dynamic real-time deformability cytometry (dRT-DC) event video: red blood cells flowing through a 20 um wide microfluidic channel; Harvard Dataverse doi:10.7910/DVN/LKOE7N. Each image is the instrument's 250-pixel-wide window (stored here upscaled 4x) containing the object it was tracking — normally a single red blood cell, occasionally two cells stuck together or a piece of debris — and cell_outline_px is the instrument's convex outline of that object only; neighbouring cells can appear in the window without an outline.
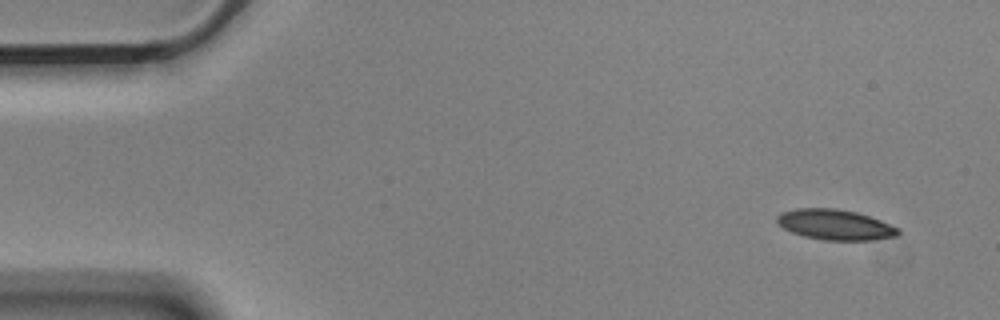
{"species": "Egyptian fruit bat (a non-hibernating species)", "species_latin": "Rousettus aegyptiacus", "temperature_condition": "cold", "stored_images_in_passage": 5, "camera_frame_rate_fps": 3000, "um_per_image_px": 0.085, "animal": {"sex": "male"}, "frame": {"image": 1, "passage_image": 1, "time_ms": 0.0, "image_size_px": [1000, 320], "cell_outline_px": [[900, 232], [896, 236], [868, 240], [824, 240], [804, 236], [792, 232], [776, 224], [776, 216], [780, 212], [796, 208], [836, 208], [856, 212], [880, 220], [900, 228]], "centroid_in_image_um": [70.94, 19.09], "position_along_channel_um": 14.1, "area_um2": 21.5}}
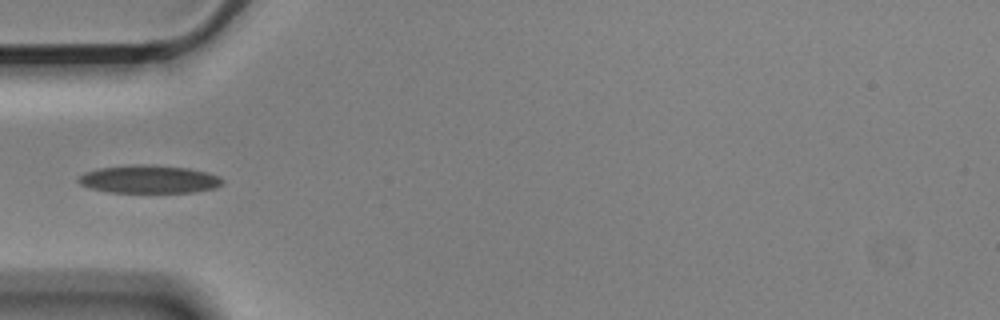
{"frame": {"image": 2, "passage_image": 5, "time_ms": 1.333, "image_size_px": [1000, 320], "cell_outline_px": [[224, 184], [216, 188], [192, 192], [108, 192], [88, 188], [80, 184], [76, 180], [84, 172], [100, 168], [136, 164], [152, 164], [188, 168], [208, 172], [220, 176], [224, 180]], "centroid_in_image_um": [12.69, 15.23], "position_along_channel_um": 72.3, "area_um2": 23.76}}